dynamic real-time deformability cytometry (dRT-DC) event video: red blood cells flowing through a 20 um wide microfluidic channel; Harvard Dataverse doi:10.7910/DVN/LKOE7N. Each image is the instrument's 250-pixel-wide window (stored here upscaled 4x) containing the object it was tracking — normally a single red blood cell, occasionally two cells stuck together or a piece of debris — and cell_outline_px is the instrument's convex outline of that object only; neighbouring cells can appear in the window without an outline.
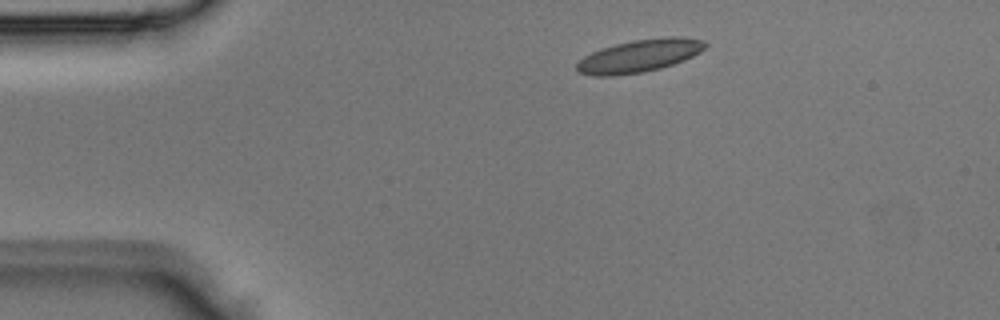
{"species": "Egyptian fruit bat (a non-hibernating species)", "species_latin": "Rousettus aegyptiacus", "temperature_condition": "room temperature", "stored_images_in_passage": 4, "camera_frame_rate_fps": 3000, "um_per_image_px": 0.085, "animal": {"sex": "male"}, "frame": {"image": 1, "passage_image": 4, "time_ms": 1.0, "image_size_px": [1000, 320], "cell_outline_px": [[708, 44], [700, 52], [684, 60], [660, 68], [644, 72], [612, 76], [596, 76], [580, 72], [576, 68], [576, 64], [584, 56], [592, 52], [616, 44], [632, 40], [672, 36], [680, 36], [704, 40]], "centroid_in_image_um": [54.37, 4.74], "position_along_channel_um": 30.6, "area_um2": 24.28}}